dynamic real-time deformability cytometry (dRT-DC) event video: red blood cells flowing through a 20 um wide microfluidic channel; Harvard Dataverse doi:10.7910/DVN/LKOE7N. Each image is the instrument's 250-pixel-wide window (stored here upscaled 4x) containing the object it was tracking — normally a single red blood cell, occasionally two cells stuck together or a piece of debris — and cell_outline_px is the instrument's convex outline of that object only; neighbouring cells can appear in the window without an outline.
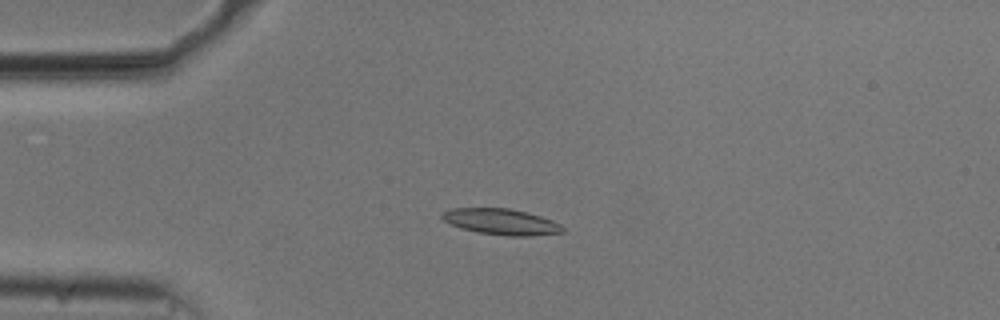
{"species": "common noctule bat (a hibernating species)", "species_latin": "Nyctalus noctula", "temperature_condition": "cold", "stored_images_in_passage": 42, "camera_frame_rate_fps": 3000, "um_per_image_px": 0.085, "animal": {"sex": "male", "body_mass_g": 20.5, "forearm_length_mm": 52.5}, "frame": {"image": 1, "passage_image": 1, "time_ms": 0.0, "image_size_px": [1000, 320], "cell_outline_px": [[564, 232], [532, 236], [508, 236], [480, 232], [460, 228], [444, 220], [440, 216], [440, 212], [452, 208], [508, 208], [528, 212], [552, 220], [560, 224], [564, 228]], "centroid_in_image_um": [42.6, 18.84], "position_along_channel_um": 42.4, "area_um2": 18.26}}
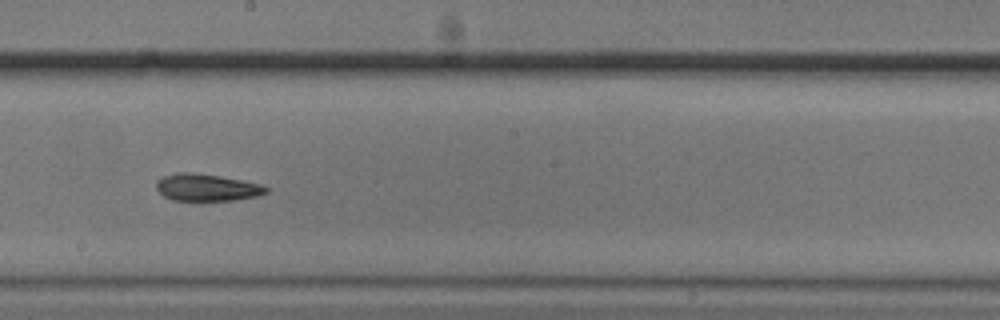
{"frame": {"image": 2, "passage_image": 18, "time_ms": 5.667, "image_size_px": [1000, 320], "cell_outline_px": [[268, 192], [260, 196], [236, 200], [172, 200], [164, 196], [156, 188], [156, 180], [164, 176], [176, 172], [192, 172], [220, 176], [260, 184], [268, 188]], "centroid_in_image_um": [17.57, 15.93], "position_along_channel_um": 230.6, "area_um2": 17.34}}
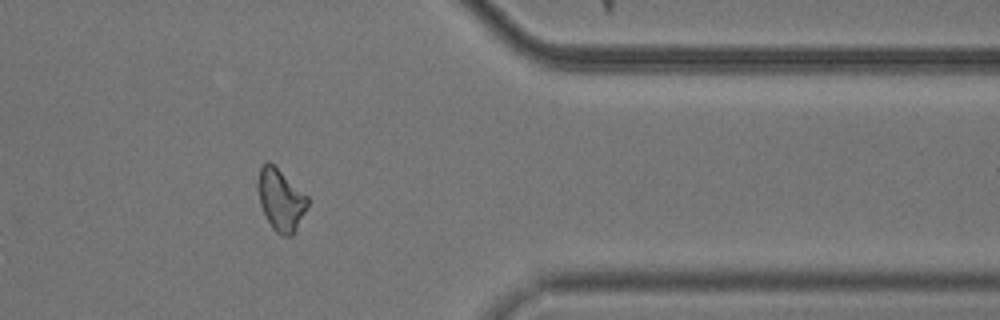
{"frame": {"image": 3, "passage_image": 32, "time_ms": 10.333, "image_size_px": [1000, 320], "cell_outline_px": [[308, 204], [292, 236], [284, 236], [276, 232], [272, 228], [260, 204], [256, 188], [256, 184], [260, 168], [268, 160], [308, 196]], "centroid_in_image_um": [23.83, 16.97], "position_along_channel_um": 387.6, "area_um2": 17.63}, "authors_computed_cell_mechanics": {"area_um2": 18.0047, "velocity_mm_per_s": 3.7042, "shape_relaxation_time_tau1_ms": 3.6907, "shape_relaxation_time_tau2_ms": 4.595, "deformation_change_tau1": 0.1073, "deformation_change_tau2": 0.1185}}